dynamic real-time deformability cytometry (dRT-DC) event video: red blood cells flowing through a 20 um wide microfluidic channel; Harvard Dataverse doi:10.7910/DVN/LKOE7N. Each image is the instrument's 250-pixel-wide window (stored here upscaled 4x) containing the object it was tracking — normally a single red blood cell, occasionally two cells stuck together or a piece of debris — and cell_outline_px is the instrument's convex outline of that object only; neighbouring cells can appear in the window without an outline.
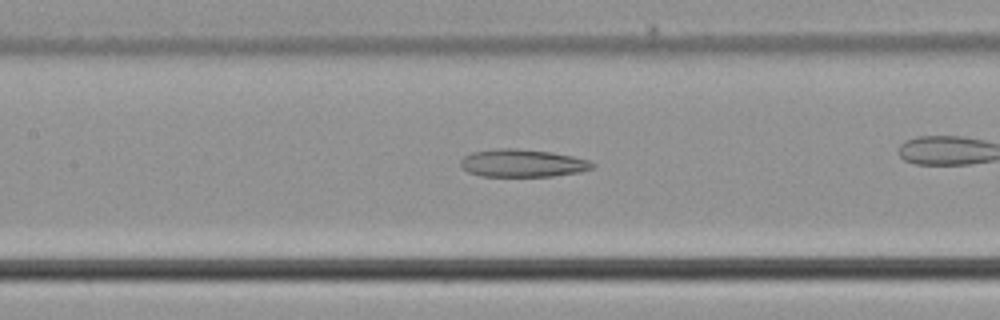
{"species": "common noctule bat (a hibernating species)", "species_latin": "Nyctalus noctula", "temperature_condition": "cold", "stored_images_in_passage": 38, "camera_frame_rate_fps": 3000, "um_per_image_px": 0.085, "animal": {"sex": "male", "body_mass_g": 21.5, "forearm_length_mm": 52.0}, "frame": {"image": 1, "passage_image": 22, "time_ms": 7.0, "image_size_px": [1000, 320], "cell_outline_px": [[596, 164], [592, 168], [580, 172], [552, 176], [480, 176], [468, 172], [460, 164], [460, 160], [464, 156], [472, 152], [496, 148], [516, 148], [552, 152], [572, 156], [588, 160]], "centroid_in_image_um": [44.4, 13.86], "position_along_channel_um": 163.0, "area_um2": 21.33}}